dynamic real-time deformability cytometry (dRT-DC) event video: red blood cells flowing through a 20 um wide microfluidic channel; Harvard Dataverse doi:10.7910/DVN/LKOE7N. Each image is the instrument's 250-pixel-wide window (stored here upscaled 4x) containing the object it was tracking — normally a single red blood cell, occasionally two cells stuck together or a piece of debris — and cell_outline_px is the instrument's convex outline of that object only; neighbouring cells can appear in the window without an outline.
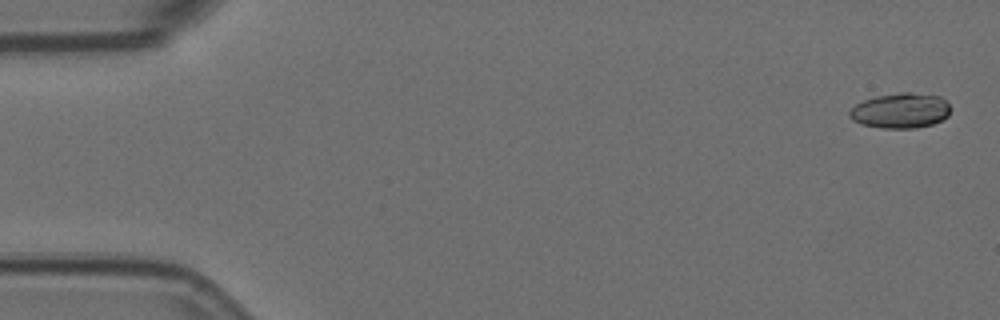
{"species": "Egyptian fruit bat (a non-hibernating species)", "species_latin": "Rousettus aegyptiacus", "temperature_condition": "room temperature", "stored_images_in_passage": 57, "camera_frame_rate_fps": 3000, "um_per_image_px": 0.085, "animal": {"sex": "female"}, "frame": {"image": 1, "passage_image": 2, "time_ms": 0.333, "image_size_px": [1000, 320], "cell_outline_px": [[948, 116], [932, 124], [916, 128], [880, 128], [860, 124], [852, 120], [848, 116], [848, 112], [856, 104], [864, 100], [876, 96], [900, 92], [912, 92], [940, 96], [948, 104]], "centroid_in_image_um": [76.5, 9.4], "position_along_channel_um": 8.5, "area_um2": 20.69}}
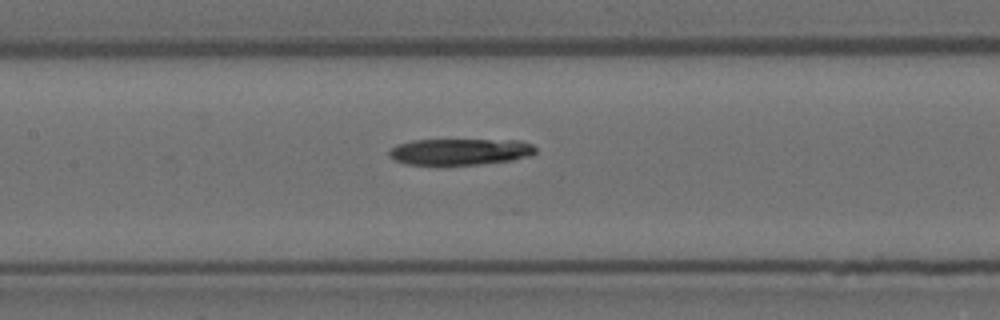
{"frame": {"image": 2, "passage_image": 27, "time_ms": 8.667, "image_size_px": [1000, 320], "cell_outline_px": [[536, 152], [532, 156], [512, 160], [480, 164], [404, 164], [388, 156], [388, 152], [396, 144], [412, 140], [520, 140], [532, 144], [536, 148]], "centroid_in_image_um": [39.13, 12.88], "position_along_channel_um": 168.3, "area_um2": 22.54}}
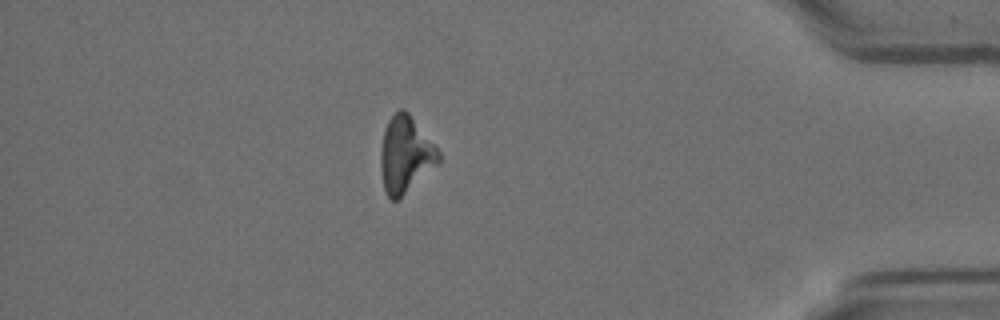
{"frame": {"image": 3, "passage_image": 50, "time_ms": 16.333, "image_size_px": [1000, 320], "cell_outline_px": [[440, 164], [396, 200], [392, 200], [388, 196], [384, 188], [380, 168], [380, 152], [384, 128], [388, 120], [400, 108], [404, 108], [408, 112], [440, 152]], "centroid_in_image_um": [34.46, 13.14], "position_along_channel_um": 400.7, "area_um2": 25.72}}